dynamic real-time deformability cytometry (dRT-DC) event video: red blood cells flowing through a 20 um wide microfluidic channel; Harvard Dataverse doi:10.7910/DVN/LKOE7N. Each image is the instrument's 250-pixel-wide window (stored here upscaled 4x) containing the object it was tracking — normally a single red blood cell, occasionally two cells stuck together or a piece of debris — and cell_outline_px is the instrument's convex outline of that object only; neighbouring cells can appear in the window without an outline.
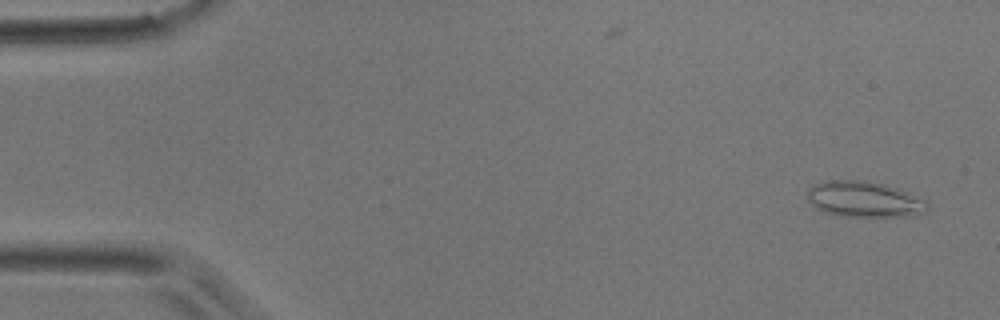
{"species": "common noctule bat (a hibernating species)", "species_latin": "Nyctalus noctula", "temperature_condition": "room temperature", "stored_images_in_passage": 3, "camera_frame_rate_fps": 3000, "um_per_image_px": 0.085, "animal": {"sex": "male", "body_mass_g": 17.9}, "frame": {"image": 1, "passage_image": 1, "time_ms": 0.0, "image_size_px": [1000, 320], "cell_outline_px": [[928, 208], [924, 212], [912, 216], [844, 216], [824, 212], [816, 208], [808, 200], [808, 188], [812, 184], [828, 180], [864, 180], [884, 184], [908, 192], [924, 200], [928, 204]], "centroid_in_image_um": [73.43, 16.93], "position_along_channel_um": 11.6, "area_um2": 24.97}}